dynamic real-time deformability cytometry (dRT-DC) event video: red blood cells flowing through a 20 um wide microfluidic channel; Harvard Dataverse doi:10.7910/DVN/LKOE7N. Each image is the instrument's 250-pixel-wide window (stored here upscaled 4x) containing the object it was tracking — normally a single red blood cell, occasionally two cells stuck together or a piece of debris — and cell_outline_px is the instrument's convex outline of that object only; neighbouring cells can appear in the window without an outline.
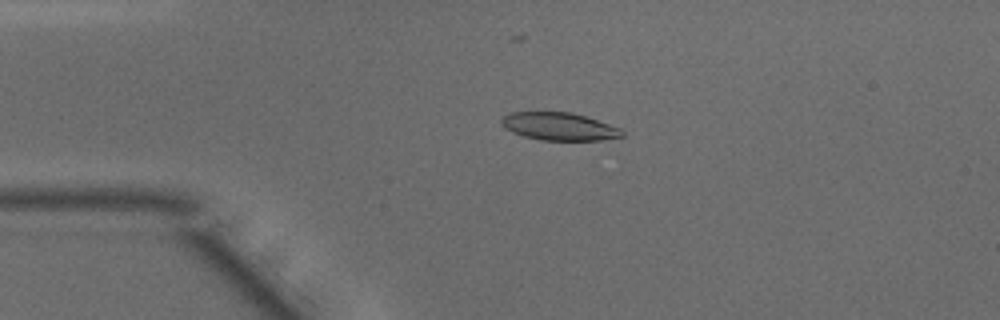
{"species": "common noctule bat (a hibernating species)", "species_latin": "Nyctalus noctula", "temperature_condition": "warm", "stored_images_in_passage": 48, "camera_frame_rate_fps": 3000, "um_per_image_px": 0.085, "animal": {"sex": "male", "body_mass_g": 15.6}, "frame": {"image": 1, "passage_image": 11, "time_ms": 3.333, "image_size_px": [1000, 320], "cell_outline_px": [[624, 136], [600, 140], [540, 140], [524, 136], [512, 132], [504, 128], [500, 124], [500, 120], [504, 116], [512, 112], [572, 112], [620, 128], [624, 132]], "centroid_in_image_um": [47.49, 10.75], "position_along_channel_um": 37.5, "area_um2": 19.42}}
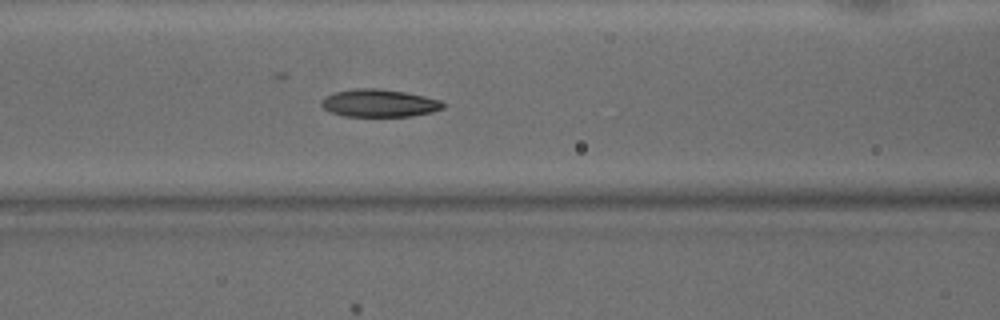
{"frame": {"image": 2, "passage_image": 20, "time_ms": 6.333, "image_size_px": [1000, 320], "cell_outline_px": [[444, 108], [432, 112], [412, 116], [344, 116], [332, 112], [324, 108], [320, 104], [320, 100], [324, 96], [336, 92], [356, 88], [376, 88], [404, 92], [424, 96], [440, 100], [444, 104]], "centroid_in_image_um": [32.22, 8.76], "position_along_channel_um": 134.4, "area_um2": 19.54}}
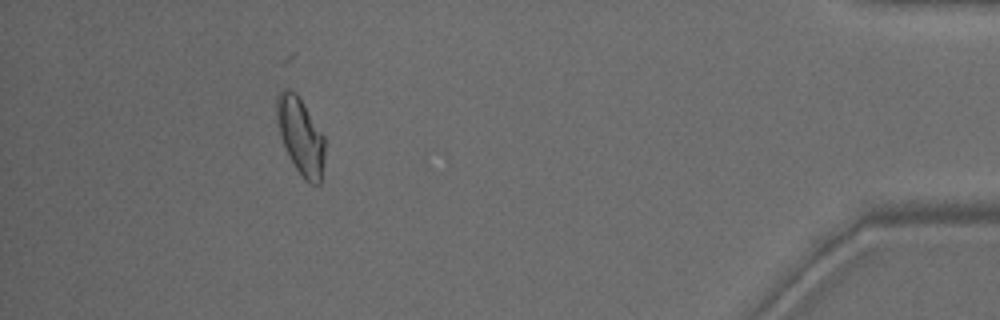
{"frame": {"image": 3, "passage_image": 44, "time_ms": 14.333, "image_size_px": [1000, 320], "cell_outline_px": [[324, 160], [320, 184], [312, 184], [304, 180], [288, 156], [280, 132], [276, 116], [276, 100], [280, 92], [284, 88], [288, 88], [300, 100], [324, 136]], "centroid_in_image_um": [25.55, 11.61], "position_along_channel_um": 409.7, "area_um2": 20.92}, "authors_computed_cell_mechanics": {"area_um2": 20.1433, "velocity_mm_per_s": 4.1748, "shape_relaxation_time_tau1_ms": 9.2727, "shape_relaxation_time_tau2_ms": 2.4399, "deformation_change_tau1": 0.2329, "deformation_change_tau2": 0.0898}}